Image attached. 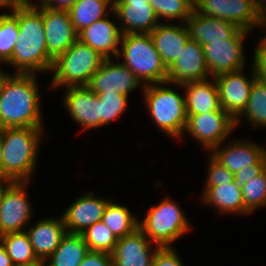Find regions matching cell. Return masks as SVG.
Segmentation results:
<instances>
[{"instance_id":"cell-1","label":"cell","mask_w":266,"mask_h":266,"mask_svg":"<svg viewBox=\"0 0 266 266\" xmlns=\"http://www.w3.org/2000/svg\"><path fill=\"white\" fill-rule=\"evenodd\" d=\"M33 1L18 4L19 35L12 58L6 63L15 68V74L49 73L53 65L46 47L43 7Z\"/></svg>"},{"instance_id":"cell-2","label":"cell","mask_w":266,"mask_h":266,"mask_svg":"<svg viewBox=\"0 0 266 266\" xmlns=\"http://www.w3.org/2000/svg\"><path fill=\"white\" fill-rule=\"evenodd\" d=\"M36 74L0 78V129L44 128Z\"/></svg>"},{"instance_id":"cell-3","label":"cell","mask_w":266,"mask_h":266,"mask_svg":"<svg viewBox=\"0 0 266 266\" xmlns=\"http://www.w3.org/2000/svg\"><path fill=\"white\" fill-rule=\"evenodd\" d=\"M45 128H2L3 178L9 182H31ZM34 172V173H33Z\"/></svg>"},{"instance_id":"cell-4","label":"cell","mask_w":266,"mask_h":266,"mask_svg":"<svg viewBox=\"0 0 266 266\" xmlns=\"http://www.w3.org/2000/svg\"><path fill=\"white\" fill-rule=\"evenodd\" d=\"M170 82L165 81L146 85L142 90L145 107L150 119L161 132L177 141L184 136L187 123L185 96L172 89ZM179 139V140H178Z\"/></svg>"},{"instance_id":"cell-5","label":"cell","mask_w":266,"mask_h":266,"mask_svg":"<svg viewBox=\"0 0 266 266\" xmlns=\"http://www.w3.org/2000/svg\"><path fill=\"white\" fill-rule=\"evenodd\" d=\"M128 67L146 86L167 81L168 69L155 48L150 33L122 34L115 60Z\"/></svg>"},{"instance_id":"cell-6","label":"cell","mask_w":266,"mask_h":266,"mask_svg":"<svg viewBox=\"0 0 266 266\" xmlns=\"http://www.w3.org/2000/svg\"><path fill=\"white\" fill-rule=\"evenodd\" d=\"M103 60L96 50L80 40L75 41L53 61L50 72L54 74L49 91L70 86H87Z\"/></svg>"},{"instance_id":"cell-7","label":"cell","mask_w":266,"mask_h":266,"mask_svg":"<svg viewBox=\"0 0 266 266\" xmlns=\"http://www.w3.org/2000/svg\"><path fill=\"white\" fill-rule=\"evenodd\" d=\"M175 200L164 197L159 204L148 207L145 218H139V229L158 247H172L192 225Z\"/></svg>"},{"instance_id":"cell-8","label":"cell","mask_w":266,"mask_h":266,"mask_svg":"<svg viewBox=\"0 0 266 266\" xmlns=\"http://www.w3.org/2000/svg\"><path fill=\"white\" fill-rule=\"evenodd\" d=\"M184 133H188L199 147L211 151L227 139L236 130L235 120L222 108L203 114H187ZM227 139V140H226Z\"/></svg>"},{"instance_id":"cell-9","label":"cell","mask_w":266,"mask_h":266,"mask_svg":"<svg viewBox=\"0 0 266 266\" xmlns=\"http://www.w3.org/2000/svg\"><path fill=\"white\" fill-rule=\"evenodd\" d=\"M30 183L8 182L2 190L0 194V235L26 230L33 212L30 195L26 191Z\"/></svg>"},{"instance_id":"cell-10","label":"cell","mask_w":266,"mask_h":266,"mask_svg":"<svg viewBox=\"0 0 266 266\" xmlns=\"http://www.w3.org/2000/svg\"><path fill=\"white\" fill-rule=\"evenodd\" d=\"M250 32L240 29L231 39L212 41L203 45L211 77L245 68L244 40Z\"/></svg>"},{"instance_id":"cell-11","label":"cell","mask_w":266,"mask_h":266,"mask_svg":"<svg viewBox=\"0 0 266 266\" xmlns=\"http://www.w3.org/2000/svg\"><path fill=\"white\" fill-rule=\"evenodd\" d=\"M194 8L202 15L224 19L248 32L258 26L266 29L255 11L253 0H198Z\"/></svg>"},{"instance_id":"cell-12","label":"cell","mask_w":266,"mask_h":266,"mask_svg":"<svg viewBox=\"0 0 266 266\" xmlns=\"http://www.w3.org/2000/svg\"><path fill=\"white\" fill-rule=\"evenodd\" d=\"M249 76L243 71L237 70L215 77L219 91L220 107L236 120L246 109L250 92L257 78L252 64Z\"/></svg>"},{"instance_id":"cell-13","label":"cell","mask_w":266,"mask_h":266,"mask_svg":"<svg viewBox=\"0 0 266 266\" xmlns=\"http://www.w3.org/2000/svg\"><path fill=\"white\" fill-rule=\"evenodd\" d=\"M114 59H104L99 69L92 76L87 87L95 94L119 93L130 96L129 93L138 89H144V85L137 76L120 61L113 62Z\"/></svg>"},{"instance_id":"cell-14","label":"cell","mask_w":266,"mask_h":266,"mask_svg":"<svg viewBox=\"0 0 266 266\" xmlns=\"http://www.w3.org/2000/svg\"><path fill=\"white\" fill-rule=\"evenodd\" d=\"M111 14L121 34L151 33L160 24L149 0H113Z\"/></svg>"},{"instance_id":"cell-15","label":"cell","mask_w":266,"mask_h":266,"mask_svg":"<svg viewBox=\"0 0 266 266\" xmlns=\"http://www.w3.org/2000/svg\"><path fill=\"white\" fill-rule=\"evenodd\" d=\"M95 194L93 191L83 194L61 213L67 233L81 234L102 220L105 208L112 199Z\"/></svg>"},{"instance_id":"cell-16","label":"cell","mask_w":266,"mask_h":266,"mask_svg":"<svg viewBox=\"0 0 266 266\" xmlns=\"http://www.w3.org/2000/svg\"><path fill=\"white\" fill-rule=\"evenodd\" d=\"M210 154L233 174L251 164H266V148L247 138L222 142Z\"/></svg>"},{"instance_id":"cell-17","label":"cell","mask_w":266,"mask_h":266,"mask_svg":"<svg viewBox=\"0 0 266 266\" xmlns=\"http://www.w3.org/2000/svg\"><path fill=\"white\" fill-rule=\"evenodd\" d=\"M62 98L67 114L83 130L100 127L98 96L87 86H70L64 89Z\"/></svg>"},{"instance_id":"cell-18","label":"cell","mask_w":266,"mask_h":266,"mask_svg":"<svg viewBox=\"0 0 266 266\" xmlns=\"http://www.w3.org/2000/svg\"><path fill=\"white\" fill-rule=\"evenodd\" d=\"M43 22L48 55L54 61L78 40V33L72 25L68 10L43 7Z\"/></svg>"},{"instance_id":"cell-19","label":"cell","mask_w":266,"mask_h":266,"mask_svg":"<svg viewBox=\"0 0 266 266\" xmlns=\"http://www.w3.org/2000/svg\"><path fill=\"white\" fill-rule=\"evenodd\" d=\"M210 77L203 46L190 38L176 61L168 68L167 81L173 84H183Z\"/></svg>"},{"instance_id":"cell-20","label":"cell","mask_w":266,"mask_h":266,"mask_svg":"<svg viewBox=\"0 0 266 266\" xmlns=\"http://www.w3.org/2000/svg\"><path fill=\"white\" fill-rule=\"evenodd\" d=\"M158 246L138 228L134 233L118 238L112 252V266H152Z\"/></svg>"},{"instance_id":"cell-21","label":"cell","mask_w":266,"mask_h":266,"mask_svg":"<svg viewBox=\"0 0 266 266\" xmlns=\"http://www.w3.org/2000/svg\"><path fill=\"white\" fill-rule=\"evenodd\" d=\"M109 15L95 21L78 33V40L96 50L104 59L117 58L121 31Z\"/></svg>"},{"instance_id":"cell-22","label":"cell","mask_w":266,"mask_h":266,"mask_svg":"<svg viewBox=\"0 0 266 266\" xmlns=\"http://www.w3.org/2000/svg\"><path fill=\"white\" fill-rule=\"evenodd\" d=\"M33 225L30 228L27 227L25 231L30 238L35 255L43 263L59 246L67 230L61 215L42 218Z\"/></svg>"},{"instance_id":"cell-23","label":"cell","mask_w":266,"mask_h":266,"mask_svg":"<svg viewBox=\"0 0 266 266\" xmlns=\"http://www.w3.org/2000/svg\"><path fill=\"white\" fill-rule=\"evenodd\" d=\"M185 92L187 114H203L219 110V91L213 77L204 80L189 81L183 84H173Z\"/></svg>"},{"instance_id":"cell-24","label":"cell","mask_w":266,"mask_h":266,"mask_svg":"<svg viewBox=\"0 0 266 266\" xmlns=\"http://www.w3.org/2000/svg\"><path fill=\"white\" fill-rule=\"evenodd\" d=\"M186 25L190 38L202 46L212 41L229 40L240 30L224 19L202 15L195 8Z\"/></svg>"},{"instance_id":"cell-25","label":"cell","mask_w":266,"mask_h":266,"mask_svg":"<svg viewBox=\"0 0 266 266\" xmlns=\"http://www.w3.org/2000/svg\"><path fill=\"white\" fill-rule=\"evenodd\" d=\"M160 23L151 33L154 45L167 69L176 61L190 39L186 23Z\"/></svg>"},{"instance_id":"cell-26","label":"cell","mask_w":266,"mask_h":266,"mask_svg":"<svg viewBox=\"0 0 266 266\" xmlns=\"http://www.w3.org/2000/svg\"><path fill=\"white\" fill-rule=\"evenodd\" d=\"M201 201L203 204L215 208L218 214L246 216L250 213L245 209L243 194L234 181L218 186H204Z\"/></svg>"},{"instance_id":"cell-27","label":"cell","mask_w":266,"mask_h":266,"mask_svg":"<svg viewBox=\"0 0 266 266\" xmlns=\"http://www.w3.org/2000/svg\"><path fill=\"white\" fill-rule=\"evenodd\" d=\"M89 251L81 234L67 233L53 254L42 264L43 266H79Z\"/></svg>"},{"instance_id":"cell-28","label":"cell","mask_w":266,"mask_h":266,"mask_svg":"<svg viewBox=\"0 0 266 266\" xmlns=\"http://www.w3.org/2000/svg\"><path fill=\"white\" fill-rule=\"evenodd\" d=\"M112 11L113 0H79L68 10L77 33L108 16Z\"/></svg>"},{"instance_id":"cell-29","label":"cell","mask_w":266,"mask_h":266,"mask_svg":"<svg viewBox=\"0 0 266 266\" xmlns=\"http://www.w3.org/2000/svg\"><path fill=\"white\" fill-rule=\"evenodd\" d=\"M128 206L109 201L105 208L102 221L117 237L122 238L134 233L139 228V218Z\"/></svg>"},{"instance_id":"cell-30","label":"cell","mask_w":266,"mask_h":266,"mask_svg":"<svg viewBox=\"0 0 266 266\" xmlns=\"http://www.w3.org/2000/svg\"><path fill=\"white\" fill-rule=\"evenodd\" d=\"M0 242L14 265H43L35 255L26 231L0 235Z\"/></svg>"},{"instance_id":"cell-31","label":"cell","mask_w":266,"mask_h":266,"mask_svg":"<svg viewBox=\"0 0 266 266\" xmlns=\"http://www.w3.org/2000/svg\"><path fill=\"white\" fill-rule=\"evenodd\" d=\"M245 117L247 122L251 124L250 127L266 128V83L258 78L254 80L246 109L235 120L236 128L239 127V123Z\"/></svg>"},{"instance_id":"cell-32","label":"cell","mask_w":266,"mask_h":266,"mask_svg":"<svg viewBox=\"0 0 266 266\" xmlns=\"http://www.w3.org/2000/svg\"><path fill=\"white\" fill-rule=\"evenodd\" d=\"M8 10L0 13V58L5 65L12 58L13 48L19 35L18 4L11 5Z\"/></svg>"},{"instance_id":"cell-33","label":"cell","mask_w":266,"mask_h":266,"mask_svg":"<svg viewBox=\"0 0 266 266\" xmlns=\"http://www.w3.org/2000/svg\"><path fill=\"white\" fill-rule=\"evenodd\" d=\"M160 23H173L171 20L179 19L180 23H186L191 16L195 4L190 0H149Z\"/></svg>"},{"instance_id":"cell-34","label":"cell","mask_w":266,"mask_h":266,"mask_svg":"<svg viewBox=\"0 0 266 266\" xmlns=\"http://www.w3.org/2000/svg\"><path fill=\"white\" fill-rule=\"evenodd\" d=\"M90 251L112 254L118 238L103 223L98 221L81 233Z\"/></svg>"},{"instance_id":"cell-35","label":"cell","mask_w":266,"mask_h":266,"mask_svg":"<svg viewBox=\"0 0 266 266\" xmlns=\"http://www.w3.org/2000/svg\"><path fill=\"white\" fill-rule=\"evenodd\" d=\"M97 96L100 110V127L118 120L128 108L129 96L119 93H100Z\"/></svg>"},{"instance_id":"cell-36","label":"cell","mask_w":266,"mask_h":266,"mask_svg":"<svg viewBox=\"0 0 266 266\" xmlns=\"http://www.w3.org/2000/svg\"><path fill=\"white\" fill-rule=\"evenodd\" d=\"M245 209L253 211L266 206V168L242 187ZM264 206V207H263Z\"/></svg>"},{"instance_id":"cell-37","label":"cell","mask_w":266,"mask_h":266,"mask_svg":"<svg viewBox=\"0 0 266 266\" xmlns=\"http://www.w3.org/2000/svg\"><path fill=\"white\" fill-rule=\"evenodd\" d=\"M207 176L204 186H218L234 181V174L218 162L210 153L208 156Z\"/></svg>"},{"instance_id":"cell-38","label":"cell","mask_w":266,"mask_h":266,"mask_svg":"<svg viewBox=\"0 0 266 266\" xmlns=\"http://www.w3.org/2000/svg\"><path fill=\"white\" fill-rule=\"evenodd\" d=\"M251 63L257 78L266 83V31L257 39Z\"/></svg>"},{"instance_id":"cell-39","label":"cell","mask_w":266,"mask_h":266,"mask_svg":"<svg viewBox=\"0 0 266 266\" xmlns=\"http://www.w3.org/2000/svg\"><path fill=\"white\" fill-rule=\"evenodd\" d=\"M178 251L172 247H158L152 266H184Z\"/></svg>"},{"instance_id":"cell-40","label":"cell","mask_w":266,"mask_h":266,"mask_svg":"<svg viewBox=\"0 0 266 266\" xmlns=\"http://www.w3.org/2000/svg\"><path fill=\"white\" fill-rule=\"evenodd\" d=\"M266 168V164H251L234 173V183L242 189L245 182H248L256 175H259Z\"/></svg>"},{"instance_id":"cell-41","label":"cell","mask_w":266,"mask_h":266,"mask_svg":"<svg viewBox=\"0 0 266 266\" xmlns=\"http://www.w3.org/2000/svg\"><path fill=\"white\" fill-rule=\"evenodd\" d=\"M79 266H112L111 254L89 251Z\"/></svg>"},{"instance_id":"cell-42","label":"cell","mask_w":266,"mask_h":266,"mask_svg":"<svg viewBox=\"0 0 266 266\" xmlns=\"http://www.w3.org/2000/svg\"><path fill=\"white\" fill-rule=\"evenodd\" d=\"M39 1V2H38ZM41 7L53 10H69L71 6L79 0H38Z\"/></svg>"},{"instance_id":"cell-43","label":"cell","mask_w":266,"mask_h":266,"mask_svg":"<svg viewBox=\"0 0 266 266\" xmlns=\"http://www.w3.org/2000/svg\"><path fill=\"white\" fill-rule=\"evenodd\" d=\"M253 4L260 21L266 26V0H253Z\"/></svg>"},{"instance_id":"cell-44","label":"cell","mask_w":266,"mask_h":266,"mask_svg":"<svg viewBox=\"0 0 266 266\" xmlns=\"http://www.w3.org/2000/svg\"><path fill=\"white\" fill-rule=\"evenodd\" d=\"M0 266H14L11 258L6 253L4 246L0 242Z\"/></svg>"},{"instance_id":"cell-45","label":"cell","mask_w":266,"mask_h":266,"mask_svg":"<svg viewBox=\"0 0 266 266\" xmlns=\"http://www.w3.org/2000/svg\"><path fill=\"white\" fill-rule=\"evenodd\" d=\"M0 177H3V143H2L1 132H0Z\"/></svg>"},{"instance_id":"cell-46","label":"cell","mask_w":266,"mask_h":266,"mask_svg":"<svg viewBox=\"0 0 266 266\" xmlns=\"http://www.w3.org/2000/svg\"><path fill=\"white\" fill-rule=\"evenodd\" d=\"M11 5L6 0H0V9L8 10Z\"/></svg>"},{"instance_id":"cell-47","label":"cell","mask_w":266,"mask_h":266,"mask_svg":"<svg viewBox=\"0 0 266 266\" xmlns=\"http://www.w3.org/2000/svg\"><path fill=\"white\" fill-rule=\"evenodd\" d=\"M8 182L7 179L0 177V194Z\"/></svg>"},{"instance_id":"cell-48","label":"cell","mask_w":266,"mask_h":266,"mask_svg":"<svg viewBox=\"0 0 266 266\" xmlns=\"http://www.w3.org/2000/svg\"><path fill=\"white\" fill-rule=\"evenodd\" d=\"M2 64H5V63H4L3 60L0 58V78L6 76V75L9 73V72H7V70H6V72H5V70L2 69V68H3V67H2ZM1 69H2V70H1Z\"/></svg>"},{"instance_id":"cell-49","label":"cell","mask_w":266,"mask_h":266,"mask_svg":"<svg viewBox=\"0 0 266 266\" xmlns=\"http://www.w3.org/2000/svg\"><path fill=\"white\" fill-rule=\"evenodd\" d=\"M10 5L21 4L30 0H6Z\"/></svg>"},{"instance_id":"cell-50","label":"cell","mask_w":266,"mask_h":266,"mask_svg":"<svg viewBox=\"0 0 266 266\" xmlns=\"http://www.w3.org/2000/svg\"><path fill=\"white\" fill-rule=\"evenodd\" d=\"M14 266H43V265H14Z\"/></svg>"},{"instance_id":"cell-51","label":"cell","mask_w":266,"mask_h":266,"mask_svg":"<svg viewBox=\"0 0 266 266\" xmlns=\"http://www.w3.org/2000/svg\"><path fill=\"white\" fill-rule=\"evenodd\" d=\"M193 4H196L198 0H190Z\"/></svg>"}]
</instances>
